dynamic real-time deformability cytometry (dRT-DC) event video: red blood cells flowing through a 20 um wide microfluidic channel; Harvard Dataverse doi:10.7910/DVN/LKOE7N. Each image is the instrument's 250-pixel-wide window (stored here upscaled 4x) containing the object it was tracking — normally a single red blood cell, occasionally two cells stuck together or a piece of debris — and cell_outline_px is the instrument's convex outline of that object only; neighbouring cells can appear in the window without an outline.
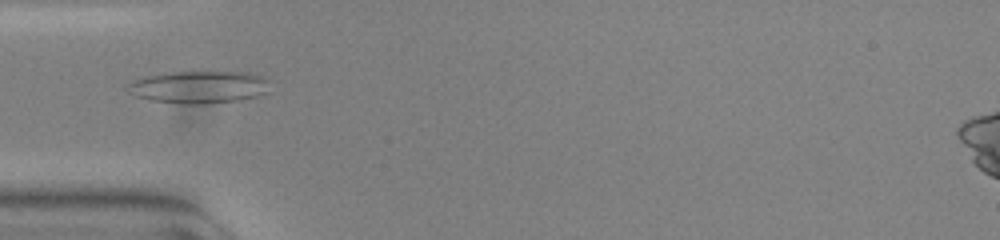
{"species": "common noctule bat (a hibernating species)", "species_latin": "Nyctalus noctula", "temperature_condition": "warm", "stored_images_in_passage": 38, "camera_frame_rate_fps": 3000, "um_per_image_px": 0.085, "animal": {"sex": "female", "body_mass_g": 23.0, "forearm_length_mm": 53.4}, "frame": {"image": 1, "passage_image": 1, "time_ms": 0.0, "image_size_px": [1000, 240], "cell_outline_px": [[268, 92], [256, 96], [240, 100], [204, 104], [184, 104], [152, 100], [136, 96], [128, 92], [128, 84], [132, 80], [144, 76], [168, 72], [248, 72], [260, 76], [264, 80]], "centroid_in_image_um": [16.84, 7.4], "position_along_channel_um": 68.2, "area_um2": 26.65}}
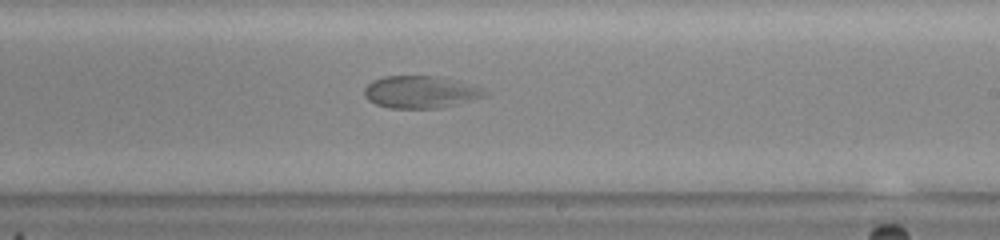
{"frame": {"image": 2, "passage_image": 16, "time_ms": 5.0, "image_size_px": [1000, 240], "cell_outline_px": [[488, 92], [484, 96], [456, 104], [440, 108], [392, 108], [376, 104], [368, 100], [364, 96], [364, 88], [372, 80], [384, 76], [444, 76], [484, 88]], "centroid_in_image_um": [35.75, 7.8], "position_along_channel_um": 253.3, "area_um2": 22.77}}
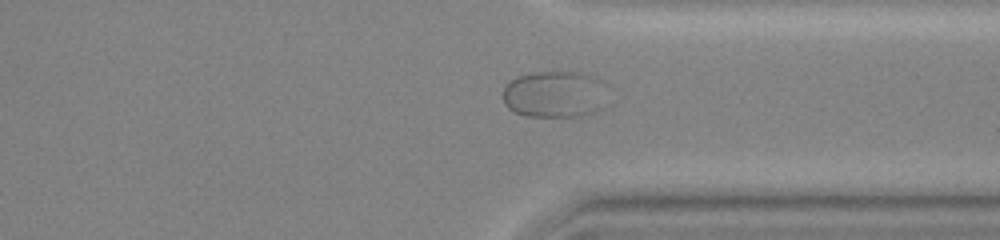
{"frame": {"image": 3, "passage_image": 25, "time_ms": 8.0, "image_size_px": [1000, 240], "cell_outline_px": [[608, 84], [604, 108], [596, 112], [580, 116], [528, 116], [516, 112], [508, 108], [504, 104], [504, 88], [516, 76], [536, 72], [580, 72], [596, 76], [604, 80]], "centroid_in_image_um": [47.25, 8.0], "position_along_channel_um": 364.2, "area_um2": 29.07}}